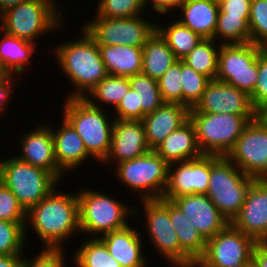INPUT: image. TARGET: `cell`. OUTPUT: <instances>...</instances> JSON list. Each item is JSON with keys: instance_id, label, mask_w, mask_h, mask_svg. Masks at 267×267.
I'll use <instances>...</instances> for the list:
<instances>
[{"instance_id": "cell-44", "label": "cell", "mask_w": 267, "mask_h": 267, "mask_svg": "<svg viewBox=\"0 0 267 267\" xmlns=\"http://www.w3.org/2000/svg\"><path fill=\"white\" fill-rule=\"evenodd\" d=\"M114 119L142 120V106L139 105L138 93L130 89L113 111Z\"/></svg>"}, {"instance_id": "cell-20", "label": "cell", "mask_w": 267, "mask_h": 267, "mask_svg": "<svg viewBox=\"0 0 267 267\" xmlns=\"http://www.w3.org/2000/svg\"><path fill=\"white\" fill-rule=\"evenodd\" d=\"M207 241L230 223L207 194L184 195L172 200Z\"/></svg>"}, {"instance_id": "cell-18", "label": "cell", "mask_w": 267, "mask_h": 267, "mask_svg": "<svg viewBox=\"0 0 267 267\" xmlns=\"http://www.w3.org/2000/svg\"><path fill=\"white\" fill-rule=\"evenodd\" d=\"M38 125L20 136L21 154L16 157L30 165L50 172L59 182L66 174L58 167L51 126Z\"/></svg>"}, {"instance_id": "cell-40", "label": "cell", "mask_w": 267, "mask_h": 267, "mask_svg": "<svg viewBox=\"0 0 267 267\" xmlns=\"http://www.w3.org/2000/svg\"><path fill=\"white\" fill-rule=\"evenodd\" d=\"M250 42L259 45L267 39V0H251Z\"/></svg>"}, {"instance_id": "cell-27", "label": "cell", "mask_w": 267, "mask_h": 267, "mask_svg": "<svg viewBox=\"0 0 267 267\" xmlns=\"http://www.w3.org/2000/svg\"><path fill=\"white\" fill-rule=\"evenodd\" d=\"M108 74L131 77L141 73L142 47L98 45Z\"/></svg>"}, {"instance_id": "cell-29", "label": "cell", "mask_w": 267, "mask_h": 267, "mask_svg": "<svg viewBox=\"0 0 267 267\" xmlns=\"http://www.w3.org/2000/svg\"><path fill=\"white\" fill-rule=\"evenodd\" d=\"M0 39V59L12 75H22L25 66L31 64V57L36 51V43L20 39L4 32Z\"/></svg>"}, {"instance_id": "cell-9", "label": "cell", "mask_w": 267, "mask_h": 267, "mask_svg": "<svg viewBox=\"0 0 267 267\" xmlns=\"http://www.w3.org/2000/svg\"><path fill=\"white\" fill-rule=\"evenodd\" d=\"M169 164L154 150L116 164L115 174L120 183L134 192L141 200L162 198L168 181Z\"/></svg>"}, {"instance_id": "cell-48", "label": "cell", "mask_w": 267, "mask_h": 267, "mask_svg": "<svg viewBox=\"0 0 267 267\" xmlns=\"http://www.w3.org/2000/svg\"><path fill=\"white\" fill-rule=\"evenodd\" d=\"M253 260L259 267H267V242H257L253 250Z\"/></svg>"}, {"instance_id": "cell-5", "label": "cell", "mask_w": 267, "mask_h": 267, "mask_svg": "<svg viewBox=\"0 0 267 267\" xmlns=\"http://www.w3.org/2000/svg\"><path fill=\"white\" fill-rule=\"evenodd\" d=\"M77 196L80 232L84 235L85 233L92 236L99 234L97 236L99 238L104 234L125 228L130 224L129 216L134 219L140 216L141 211L135 206H128L102 191L81 188Z\"/></svg>"}, {"instance_id": "cell-31", "label": "cell", "mask_w": 267, "mask_h": 267, "mask_svg": "<svg viewBox=\"0 0 267 267\" xmlns=\"http://www.w3.org/2000/svg\"><path fill=\"white\" fill-rule=\"evenodd\" d=\"M171 24H157V31L166 40L177 60L186 57L204 39L198 33L181 24L178 20Z\"/></svg>"}, {"instance_id": "cell-24", "label": "cell", "mask_w": 267, "mask_h": 267, "mask_svg": "<svg viewBox=\"0 0 267 267\" xmlns=\"http://www.w3.org/2000/svg\"><path fill=\"white\" fill-rule=\"evenodd\" d=\"M154 151L168 164L193 160L203 155L197 144L194 124L190 120L166 137Z\"/></svg>"}, {"instance_id": "cell-46", "label": "cell", "mask_w": 267, "mask_h": 267, "mask_svg": "<svg viewBox=\"0 0 267 267\" xmlns=\"http://www.w3.org/2000/svg\"><path fill=\"white\" fill-rule=\"evenodd\" d=\"M14 77L17 81L18 78L16 75L0 78V114L6 111L7 104H9V97H11V94L13 93L12 90L14 89Z\"/></svg>"}, {"instance_id": "cell-13", "label": "cell", "mask_w": 267, "mask_h": 267, "mask_svg": "<svg viewBox=\"0 0 267 267\" xmlns=\"http://www.w3.org/2000/svg\"><path fill=\"white\" fill-rule=\"evenodd\" d=\"M146 217V233L154 249L170 266L181 267V246L169 214V200H141Z\"/></svg>"}, {"instance_id": "cell-28", "label": "cell", "mask_w": 267, "mask_h": 267, "mask_svg": "<svg viewBox=\"0 0 267 267\" xmlns=\"http://www.w3.org/2000/svg\"><path fill=\"white\" fill-rule=\"evenodd\" d=\"M177 61L166 40L156 30L142 47L141 73L158 80Z\"/></svg>"}, {"instance_id": "cell-50", "label": "cell", "mask_w": 267, "mask_h": 267, "mask_svg": "<svg viewBox=\"0 0 267 267\" xmlns=\"http://www.w3.org/2000/svg\"><path fill=\"white\" fill-rule=\"evenodd\" d=\"M185 267H220L212 264L206 260L203 256H198L190 259L188 264Z\"/></svg>"}, {"instance_id": "cell-54", "label": "cell", "mask_w": 267, "mask_h": 267, "mask_svg": "<svg viewBox=\"0 0 267 267\" xmlns=\"http://www.w3.org/2000/svg\"><path fill=\"white\" fill-rule=\"evenodd\" d=\"M259 115L261 116V118H263L266 122H267V107L264 108Z\"/></svg>"}, {"instance_id": "cell-47", "label": "cell", "mask_w": 267, "mask_h": 267, "mask_svg": "<svg viewBox=\"0 0 267 267\" xmlns=\"http://www.w3.org/2000/svg\"><path fill=\"white\" fill-rule=\"evenodd\" d=\"M184 0H146V4L152 5L153 10L157 13L166 14L180 7Z\"/></svg>"}, {"instance_id": "cell-33", "label": "cell", "mask_w": 267, "mask_h": 267, "mask_svg": "<svg viewBox=\"0 0 267 267\" xmlns=\"http://www.w3.org/2000/svg\"><path fill=\"white\" fill-rule=\"evenodd\" d=\"M216 44L217 41L214 39H203L182 61L196 72L215 80L220 50V44L218 43L219 46Z\"/></svg>"}, {"instance_id": "cell-34", "label": "cell", "mask_w": 267, "mask_h": 267, "mask_svg": "<svg viewBox=\"0 0 267 267\" xmlns=\"http://www.w3.org/2000/svg\"><path fill=\"white\" fill-rule=\"evenodd\" d=\"M128 80L130 89L138 93L139 105L142 106V119L164 103L157 80L143 73L132 75Z\"/></svg>"}, {"instance_id": "cell-26", "label": "cell", "mask_w": 267, "mask_h": 267, "mask_svg": "<svg viewBox=\"0 0 267 267\" xmlns=\"http://www.w3.org/2000/svg\"><path fill=\"white\" fill-rule=\"evenodd\" d=\"M169 214L181 246V267H185L190 259L203 256L207 241L172 200Z\"/></svg>"}, {"instance_id": "cell-43", "label": "cell", "mask_w": 267, "mask_h": 267, "mask_svg": "<svg viewBox=\"0 0 267 267\" xmlns=\"http://www.w3.org/2000/svg\"><path fill=\"white\" fill-rule=\"evenodd\" d=\"M250 97L258 113L267 107V60L261 54L258 56L257 82Z\"/></svg>"}, {"instance_id": "cell-15", "label": "cell", "mask_w": 267, "mask_h": 267, "mask_svg": "<svg viewBox=\"0 0 267 267\" xmlns=\"http://www.w3.org/2000/svg\"><path fill=\"white\" fill-rule=\"evenodd\" d=\"M210 180V155L181 162L170 163L164 199L190 194H207Z\"/></svg>"}, {"instance_id": "cell-10", "label": "cell", "mask_w": 267, "mask_h": 267, "mask_svg": "<svg viewBox=\"0 0 267 267\" xmlns=\"http://www.w3.org/2000/svg\"><path fill=\"white\" fill-rule=\"evenodd\" d=\"M143 15L131 18L94 17L82 28L97 45L143 47L157 30V24Z\"/></svg>"}, {"instance_id": "cell-42", "label": "cell", "mask_w": 267, "mask_h": 267, "mask_svg": "<svg viewBox=\"0 0 267 267\" xmlns=\"http://www.w3.org/2000/svg\"><path fill=\"white\" fill-rule=\"evenodd\" d=\"M41 250L42 251H39L32 259H28L24 256L22 267H66V252L64 249Z\"/></svg>"}, {"instance_id": "cell-21", "label": "cell", "mask_w": 267, "mask_h": 267, "mask_svg": "<svg viewBox=\"0 0 267 267\" xmlns=\"http://www.w3.org/2000/svg\"><path fill=\"white\" fill-rule=\"evenodd\" d=\"M189 110L183 104L164 102L155 111L143 117L145 136L151 150L189 120Z\"/></svg>"}, {"instance_id": "cell-52", "label": "cell", "mask_w": 267, "mask_h": 267, "mask_svg": "<svg viewBox=\"0 0 267 267\" xmlns=\"http://www.w3.org/2000/svg\"><path fill=\"white\" fill-rule=\"evenodd\" d=\"M12 76V74L7 70L4 63L0 59V78H6Z\"/></svg>"}, {"instance_id": "cell-22", "label": "cell", "mask_w": 267, "mask_h": 267, "mask_svg": "<svg viewBox=\"0 0 267 267\" xmlns=\"http://www.w3.org/2000/svg\"><path fill=\"white\" fill-rule=\"evenodd\" d=\"M138 231L128 224L125 228L104 234L99 239L121 267H148V259L142 248L143 236Z\"/></svg>"}, {"instance_id": "cell-4", "label": "cell", "mask_w": 267, "mask_h": 267, "mask_svg": "<svg viewBox=\"0 0 267 267\" xmlns=\"http://www.w3.org/2000/svg\"><path fill=\"white\" fill-rule=\"evenodd\" d=\"M63 117L83 140L87 153L103 163L111 149L114 118L106 110L92 106L85 98H65Z\"/></svg>"}, {"instance_id": "cell-49", "label": "cell", "mask_w": 267, "mask_h": 267, "mask_svg": "<svg viewBox=\"0 0 267 267\" xmlns=\"http://www.w3.org/2000/svg\"><path fill=\"white\" fill-rule=\"evenodd\" d=\"M24 255H0V267H22Z\"/></svg>"}, {"instance_id": "cell-36", "label": "cell", "mask_w": 267, "mask_h": 267, "mask_svg": "<svg viewBox=\"0 0 267 267\" xmlns=\"http://www.w3.org/2000/svg\"><path fill=\"white\" fill-rule=\"evenodd\" d=\"M25 227L26 222L0 220V255H25Z\"/></svg>"}, {"instance_id": "cell-11", "label": "cell", "mask_w": 267, "mask_h": 267, "mask_svg": "<svg viewBox=\"0 0 267 267\" xmlns=\"http://www.w3.org/2000/svg\"><path fill=\"white\" fill-rule=\"evenodd\" d=\"M259 54V46L251 42L220 44L215 80L227 83L251 95L258 78Z\"/></svg>"}, {"instance_id": "cell-3", "label": "cell", "mask_w": 267, "mask_h": 267, "mask_svg": "<svg viewBox=\"0 0 267 267\" xmlns=\"http://www.w3.org/2000/svg\"><path fill=\"white\" fill-rule=\"evenodd\" d=\"M57 2L29 0L7 8L0 13V32L35 43L42 35L59 31L63 17Z\"/></svg>"}, {"instance_id": "cell-53", "label": "cell", "mask_w": 267, "mask_h": 267, "mask_svg": "<svg viewBox=\"0 0 267 267\" xmlns=\"http://www.w3.org/2000/svg\"><path fill=\"white\" fill-rule=\"evenodd\" d=\"M258 46L260 54L267 60V39L261 42Z\"/></svg>"}, {"instance_id": "cell-14", "label": "cell", "mask_w": 267, "mask_h": 267, "mask_svg": "<svg viewBox=\"0 0 267 267\" xmlns=\"http://www.w3.org/2000/svg\"><path fill=\"white\" fill-rule=\"evenodd\" d=\"M256 243L229 224L207 240L203 257L220 267H245L253 259Z\"/></svg>"}, {"instance_id": "cell-8", "label": "cell", "mask_w": 267, "mask_h": 267, "mask_svg": "<svg viewBox=\"0 0 267 267\" xmlns=\"http://www.w3.org/2000/svg\"><path fill=\"white\" fill-rule=\"evenodd\" d=\"M0 181L11 190L26 211L61 183L50 172L23 162L15 155L0 159Z\"/></svg>"}, {"instance_id": "cell-39", "label": "cell", "mask_w": 267, "mask_h": 267, "mask_svg": "<svg viewBox=\"0 0 267 267\" xmlns=\"http://www.w3.org/2000/svg\"><path fill=\"white\" fill-rule=\"evenodd\" d=\"M182 60L172 66L157 80L164 102L182 104Z\"/></svg>"}, {"instance_id": "cell-37", "label": "cell", "mask_w": 267, "mask_h": 267, "mask_svg": "<svg viewBox=\"0 0 267 267\" xmlns=\"http://www.w3.org/2000/svg\"><path fill=\"white\" fill-rule=\"evenodd\" d=\"M146 0H99L95 17L131 18L146 10ZM145 9V10H144Z\"/></svg>"}, {"instance_id": "cell-17", "label": "cell", "mask_w": 267, "mask_h": 267, "mask_svg": "<svg viewBox=\"0 0 267 267\" xmlns=\"http://www.w3.org/2000/svg\"><path fill=\"white\" fill-rule=\"evenodd\" d=\"M194 109L205 113L259 115L248 93L217 80H211Z\"/></svg>"}, {"instance_id": "cell-12", "label": "cell", "mask_w": 267, "mask_h": 267, "mask_svg": "<svg viewBox=\"0 0 267 267\" xmlns=\"http://www.w3.org/2000/svg\"><path fill=\"white\" fill-rule=\"evenodd\" d=\"M226 157L244 174L267 179V122L260 115L246 125Z\"/></svg>"}, {"instance_id": "cell-51", "label": "cell", "mask_w": 267, "mask_h": 267, "mask_svg": "<svg viewBox=\"0 0 267 267\" xmlns=\"http://www.w3.org/2000/svg\"><path fill=\"white\" fill-rule=\"evenodd\" d=\"M29 0H0V13L9 7L18 5Z\"/></svg>"}, {"instance_id": "cell-16", "label": "cell", "mask_w": 267, "mask_h": 267, "mask_svg": "<svg viewBox=\"0 0 267 267\" xmlns=\"http://www.w3.org/2000/svg\"><path fill=\"white\" fill-rule=\"evenodd\" d=\"M230 224L256 242H267V179H254Z\"/></svg>"}, {"instance_id": "cell-38", "label": "cell", "mask_w": 267, "mask_h": 267, "mask_svg": "<svg viewBox=\"0 0 267 267\" xmlns=\"http://www.w3.org/2000/svg\"><path fill=\"white\" fill-rule=\"evenodd\" d=\"M182 104L189 109L194 108L201 100L207 84L211 81L207 76L196 72L182 61Z\"/></svg>"}, {"instance_id": "cell-2", "label": "cell", "mask_w": 267, "mask_h": 267, "mask_svg": "<svg viewBox=\"0 0 267 267\" xmlns=\"http://www.w3.org/2000/svg\"><path fill=\"white\" fill-rule=\"evenodd\" d=\"M80 30V38L58 44L52 51L56 64L75 89L67 98H85L108 75L97 43L83 28Z\"/></svg>"}, {"instance_id": "cell-32", "label": "cell", "mask_w": 267, "mask_h": 267, "mask_svg": "<svg viewBox=\"0 0 267 267\" xmlns=\"http://www.w3.org/2000/svg\"><path fill=\"white\" fill-rule=\"evenodd\" d=\"M80 243L75 250L73 262L75 267H121L120 263L110 255L106 245L96 236Z\"/></svg>"}, {"instance_id": "cell-56", "label": "cell", "mask_w": 267, "mask_h": 267, "mask_svg": "<svg viewBox=\"0 0 267 267\" xmlns=\"http://www.w3.org/2000/svg\"><path fill=\"white\" fill-rule=\"evenodd\" d=\"M208 1H212V2H215V3H219L221 0H208Z\"/></svg>"}, {"instance_id": "cell-55", "label": "cell", "mask_w": 267, "mask_h": 267, "mask_svg": "<svg viewBox=\"0 0 267 267\" xmlns=\"http://www.w3.org/2000/svg\"><path fill=\"white\" fill-rule=\"evenodd\" d=\"M245 267H259L257 263L252 259Z\"/></svg>"}, {"instance_id": "cell-1", "label": "cell", "mask_w": 267, "mask_h": 267, "mask_svg": "<svg viewBox=\"0 0 267 267\" xmlns=\"http://www.w3.org/2000/svg\"><path fill=\"white\" fill-rule=\"evenodd\" d=\"M56 189L27 211L25 239L29 233L27 228L32 226L31 231L44 245L42 249H65V241L76 232L81 233L77 194Z\"/></svg>"}, {"instance_id": "cell-23", "label": "cell", "mask_w": 267, "mask_h": 267, "mask_svg": "<svg viewBox=\"0 0 267 267\" xmlns=\"http://www.w3.org/2000/svg\"><path fill=\"white\" fill-rule=\"evenodd\" d=\"M61 125L55 130L51 126L55 157L58 167L66 174L83 166L92 157L87 153L83 140L73 126L62 116ZM76 168V169H75Z\"/></svg>"}, {"instance_id": "cell-6", "label": "cell", "mask_w": 267, "mask_h": 267, "mask_svg": "<svg viewBox=\"0 0 267 267\" xmlns=\"http://www.w3.org/2000/svg\"><path fill=\"white\" fill-rule=\"evenodd\" d=\"M259 115L197 112L189 110L198 147L203 155L227 156L246 125Z\"/></svg>"}, {"instance_id": "cell-41", "label": "cell", "mask_w": 267, "mask_h": 267, "mask_svg": "<svg viewBox=\"0 0 267 267\" xmlns=\"http://www.w3.org/2000/svg\"><path fill=\"white\" fill-rule=\"evenodd\" d=\"M27 211L11 190L0 181V220L26 222Z\"/></svg>"}, {"instance_id": "cell-45", "label": "cell", "mask_w": 267, "mask_h": 267, "mask_svg": "<svg viewBox=\"0 0 267 267\" xmlns=\"http://www.w3.org/2000/svg\"><path fill=\"white\" fill-rule=\"evenodd\" d=\"M218 4V16L250 17L251 0H221Z\"/></svg>"}, {"instance_id": "cell-25", "label": "cell", "mask_w": 267, "mask_h": 267, "mask_svg": "<svg viewBox=\"0 0 267 267\" xmlns=\"http://www.w3.org/2000/svg\"><path fill=\"white\" fill-rule=\"evenodd\" d=\"M178 21L204 39H213L217 27L219 4L208 0H184L178 8Z\"/></svg>"}, {"instance_id": "cell-7", "label": "cell", "mask_w": 267, "mask_h": 267, "mask_svg": "<svg viewBox=\"0 0 267 267\" xmlns=\"http://www.w3.org/2000/svg\"><path fill=\"white\" fill-rule=\"evenodd\" d=\"M253 181L226 156L210 155L207 195L229 223L239 213Z\"/></svg>"}, {"instance_id": "cell-35", "label": "cell", "mask_w": 267, "mask_h": 267, "mask_svg": "<svg viewBox=\"0 0 267 267\" xmlns=\"http://www.w3.org/2000/svg\"><path fill=\"white\" fill-rule=\"evenodd\" d=\"M219 38V39H218ZM214 40L219 44H244L250 42L249 18L218 16Z\"/></svg>"}, {"instance_id": "cell-30", "label": "cell", "mask_w": 267, "mask_h": 267, "mask_svg": "<svg viewBox=\"0 0 267 267\" xmlns=\"http://www.w3.org/2000/svg\"><path fill=\"white\" fill-rule=\"evenodd\" d=\"M129 90L128 77L108 74L86 95L85 99L92 106L103 108L102 105L106 104L108 107L112 106L114 110Z\"/></svg>"}, {"instance_id": "cell-19", "label": "cell", "mask_w": 267, "mask_h": 267, "mask_svg": "<svg viewBox=\"0 0 267 267\" xmlns=\"http://www.w3.org/2000/svg\"><path fill=\"white\" fill-rule=\"evenodd\" d=\"M151 151L146 136L142 120H120L115 119L111 149L104 164H119L132 160ZM111 161V163H110Z\"/></svg>"}]
</instances>
